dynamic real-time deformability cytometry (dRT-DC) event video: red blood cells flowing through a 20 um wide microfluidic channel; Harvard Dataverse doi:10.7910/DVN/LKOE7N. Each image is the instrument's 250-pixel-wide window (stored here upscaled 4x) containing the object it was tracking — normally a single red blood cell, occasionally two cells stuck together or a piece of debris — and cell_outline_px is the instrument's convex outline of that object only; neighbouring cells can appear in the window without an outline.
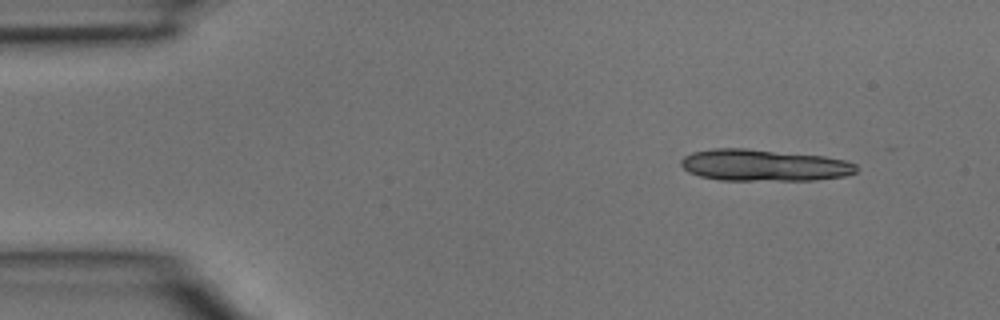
{"species": "common noctule bat (a hibernating species)", "species_latin": "Nyctalus noctula", "temperature_condition": "room temperature", "stored_images_in_passage": 3, "camera_frame_rate_fps": 3000, "um_per_image_px": 0.085, "animal": {"sex": "male", "body_mass_g": 15.6}, "frame": {"image": 1, "passage_image": 1, "time_ms": 0.0, "image_size_px": [1000, 320], "cell_outline_px": [[856, 172], [844, 176], [816, 180], [720, 180], [700, 176], [688, 172], [680, 164], [680, 160], [684, 156], [692, 152], [712, 148], [748, 148], [824, 156], [844, 160], [856, 164]], "centroid_in_image_um": [64.9, 14.04], "position_along_channel_um": 20.1, "area_um2": 32.48}}